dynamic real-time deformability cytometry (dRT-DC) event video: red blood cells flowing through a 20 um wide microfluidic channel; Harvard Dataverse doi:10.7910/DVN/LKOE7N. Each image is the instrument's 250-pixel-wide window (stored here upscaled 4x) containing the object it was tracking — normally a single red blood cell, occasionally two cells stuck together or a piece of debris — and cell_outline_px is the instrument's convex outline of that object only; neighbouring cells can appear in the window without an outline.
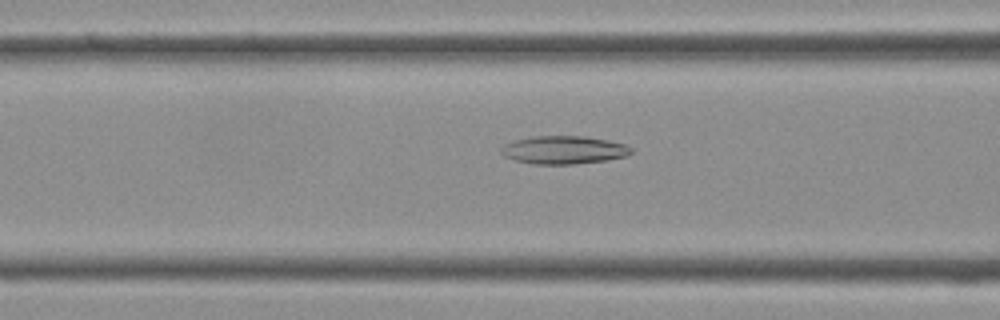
{"species": "Egyptian fruit bat (a non-hibernating species)", "species_latin": "Rousettus aegyptiacus", "temperature_condition": "cold", "stored_images_in_passage": 39, "camera_frame_rate_fps": 3000, "um_per_image_px": 0.085, "frame": {"image": 1, "passage_image": 15, "time_ms": 4.667, "image_size_px": [1000, 320], "cell_outline_px": [[632, 152], [628, 156], [608, 160], [572, 164], [532, 164], [516, 160], [504, 156], [500, 152], [500, 148], [504, 144], [512, 140], [532, 136], [584, 136], [608, 140], [624, 144], [632, 148]], "centroid_in_image_um": [47.9, 12.74], "position_along_channel_um": 118.7, "area_um2": 21.44}}
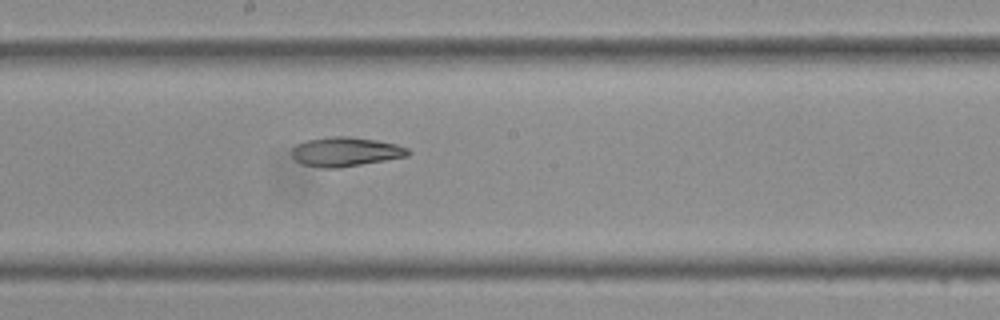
{"frame": {"image": 2, "passage_image": 21, "time_ms": 6.667, "image_size_px": [1000, 320], "cell_outline_px": [[412, 152], [408, 156], [340, 168], [324, 168], [304, 164], [296, 160], [292, 156], [292, 148], [296, 144], [308, 140], [328, 136], [348, 136], [376, 140], [396, 144], [408, 148]], "centroid_in_image_um": [29.39, 12.89], "position_along_channel_um": 218.8, "area_um2": 19.83}}
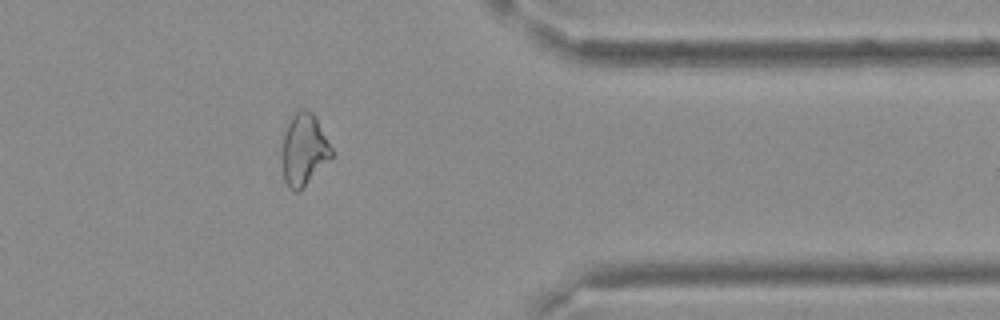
{"frame": {"image": 3, "passage_image": 32, "time_ms": 10.333, "image_size_px": [1000, 320], "cell_outline_px": [[332, 156], [296, 192], [292, 192], [288, 188], [284, 180], [280, 156], [280, 136], [288, 120], [300, 108], [304, 108], [312, 112], [316, 116], [332, 148]], "centroid_in_image_um": [25.74, 12.65], "position_along_channel_um": 385.7, "area_um2": 21.15}}